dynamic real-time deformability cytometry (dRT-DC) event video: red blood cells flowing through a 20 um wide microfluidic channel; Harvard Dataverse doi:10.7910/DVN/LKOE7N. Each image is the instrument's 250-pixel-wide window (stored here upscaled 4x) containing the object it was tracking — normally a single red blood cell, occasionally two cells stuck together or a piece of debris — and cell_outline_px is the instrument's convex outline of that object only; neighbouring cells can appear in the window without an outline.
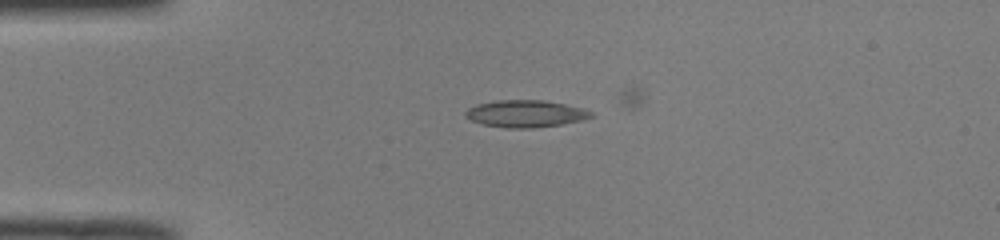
{"species": "common noctule bat (a hibernating species)", "species_latin": "Nyctalus noctula", "temperature_condition": "room temperature", "stored_images_in_passage": 39, "camera_frame_rate_fps": 3000, "um_per_image_px": 0.085, "animal": {"sex": "male", "body_mass_g": 19.0, "forearm_length_mm": 50.8}, "frame": {"image": 1, "passage_image": 1, "time_ms": 0.0, "image_size_px": [1000, 240], "cell_outline_px": [[596, 116], [584, 120], [560, 124], [532, 128], [504, 128], [484, 124], [472, 120], [464, 116], [464, 112], [468, 108], [476, 104], [496, 100], [544, 100], [584, 108], [592, 112]], "centroid_in_image_um": [44.69, 9.66], "position_along_channel_um": 40.3, "area_um2": 19.94}}
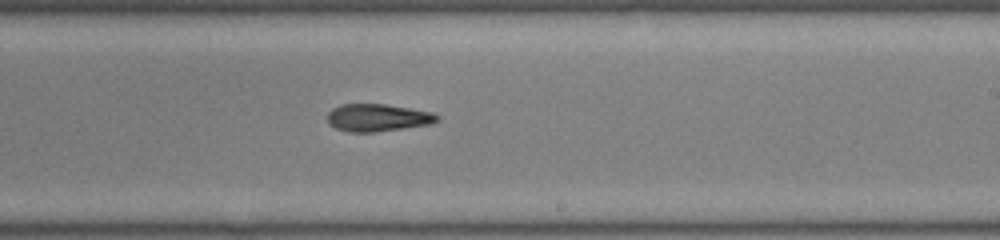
{"frame": {"image": 2, "passage_image": 19, "time_ms": 6.0, "image_size_px": [1000, 240], "cell_outline_px": [[440, 120], [428, 124], [372, 132], [348, 132], [336, 128], [328, 124], [328, 112], [332, 108], [340, 104], [384, 104], [432, 112], [440, 116]], "centroid_in_image_um": [32.06, 9.99], "position_along_channel_um": 256.9, "area_um2": 17.4}}
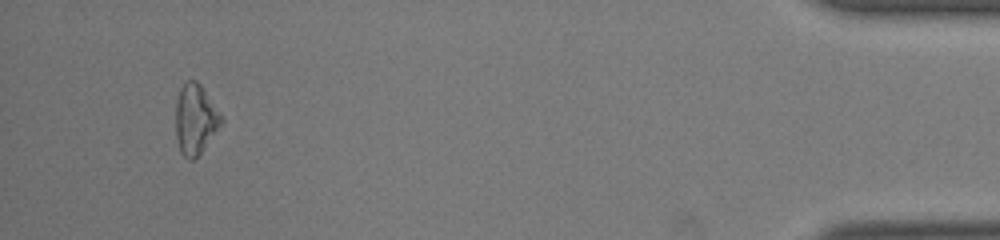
{"frame": {"image": 3, "passage_image": 36, "time_ms": 11.667, "image_size_px": [1000, 240], "cell_outline_px": [[224, 120], [200, 152], [192, 160], [188, 160], [180, 152], [176, 140], [176, 100], [180, 88], [188, 80], [196, 80], [200, 84], [224, 116]], "centroid_in_image_um": [16.6, 10.11], "position_along_channel_um": 418.6, "area_um2": 18.55}, "authors_computed_cell_mechanics": {"area_um2": 18.1492, "velocity_mm_per_s": 4.0893, "shape_relaxation_time_tau1_ms": 10.47, "shape_relaxation_time_tau2_ms": 7.0329, "deformation_change_tau1": 0.2256, "deformation_change_tau2": 0.1842}}